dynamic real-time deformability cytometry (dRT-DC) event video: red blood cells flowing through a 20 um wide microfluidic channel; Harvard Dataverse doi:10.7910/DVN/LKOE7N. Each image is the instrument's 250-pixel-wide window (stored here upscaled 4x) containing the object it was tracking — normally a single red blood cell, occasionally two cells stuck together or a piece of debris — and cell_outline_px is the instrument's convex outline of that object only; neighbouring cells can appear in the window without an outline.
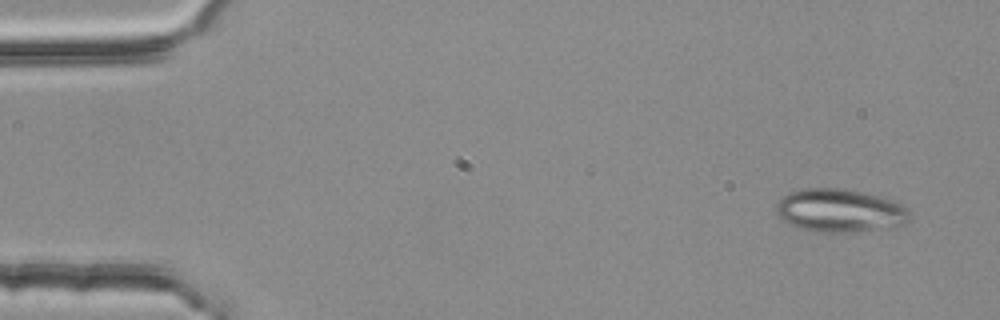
{"species": "common noctule bat (a hibernating species)", "species_latin": "Nyctalus noctula", "temperature_condition": "room temperature", "stored_images_in_passage": 4, "camera_frame_rate_fps": 3000, "um_per_image_px": 0.085, "animal": {"sex": "female", "body_mass_g": 25.1}, "frame": {"image": 1, "passage_image": 1, "time_ms": 0.0, "image_size_px": [1000, 320], "cell_outline_px": [[912, 216], [904, 224], [892, 228], [848, 232], [816, 232], [792, 224], [784, 220], [776, 212], [776, 204], [788, 192], [808, 188], [844, 188], [896, 200], [912, 212]], "centroid_in_image_um": [71.47, 17.89], "position_along_channel_um": 13.5, "area_um2": 33.7}}